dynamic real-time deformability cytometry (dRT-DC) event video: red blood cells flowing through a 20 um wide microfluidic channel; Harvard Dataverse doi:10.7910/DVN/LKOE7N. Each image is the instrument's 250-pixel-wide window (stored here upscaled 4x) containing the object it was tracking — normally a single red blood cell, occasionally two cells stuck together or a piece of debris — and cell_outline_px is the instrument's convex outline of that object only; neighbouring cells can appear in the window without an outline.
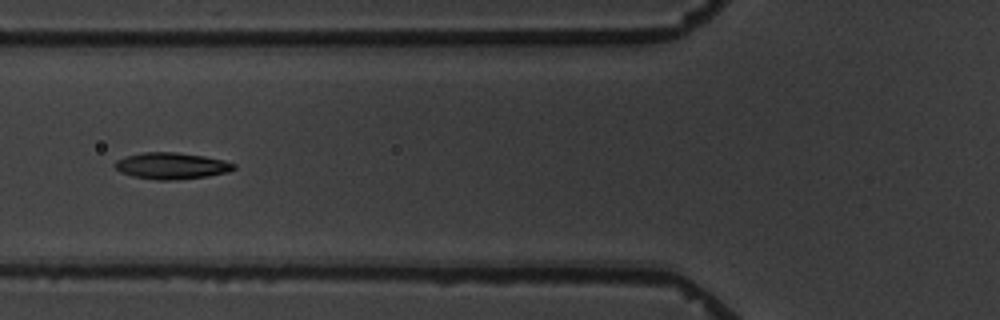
{"species": "common noctule bat (a hibernating species)", "species_latin": "Nyctalus noctula", "temperature_condition": "warm", "stored_images_in_passage": 14, "camera_frame_rate_fps": 3000, "um_per_image_px": 0.085, "animal": {"sex": "male", "body_mass_g": 19.5, "forearm_length_mm": 54.6}, "frame": {"image": 1, "passage_image": 4, "time_ms": 4.333, "image_size_px": [1000, 320], "cell_outline_px": [[236, 168], [228, 172], [208, 176], [172, 180], [156, 180], [132, 176], [120, 172], [112, 164], [116, 160], [124, 156], [144, 152], [176, 152], [204, 156], [224, 160], [236, 164]], "centroid_in_image_um": [14.56, 14.09], "position_along_channel_um": 111.2, "area_um2": 18.5}}
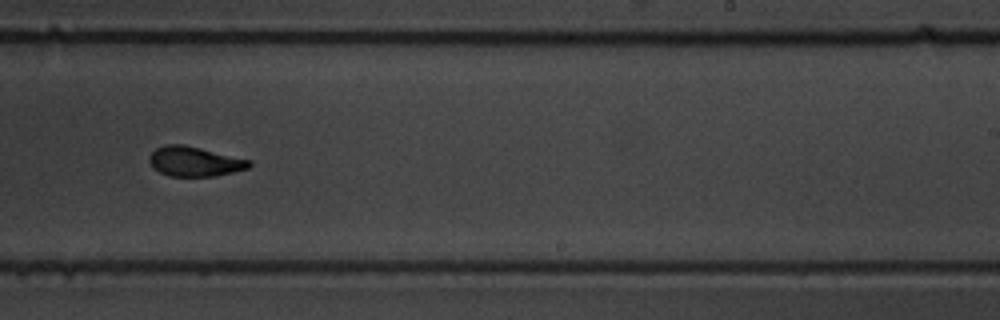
{"frame": {"image": 2, "passage_image": 8, "time_ms": 9.0, "image_size_px": [1000, 320], "cell_outline_px": [[252, 164], [248, 168], [216, 176], [168, 176], [152, 168], [148, 160], [148, 156], [156, 148], [164, 144], [180, 144], [200, 148], [252, 160]], "centroid_in_image_um": [16.51, 13.72], "position_along_channel_um": 272.5, "area_um2": 17.4}}
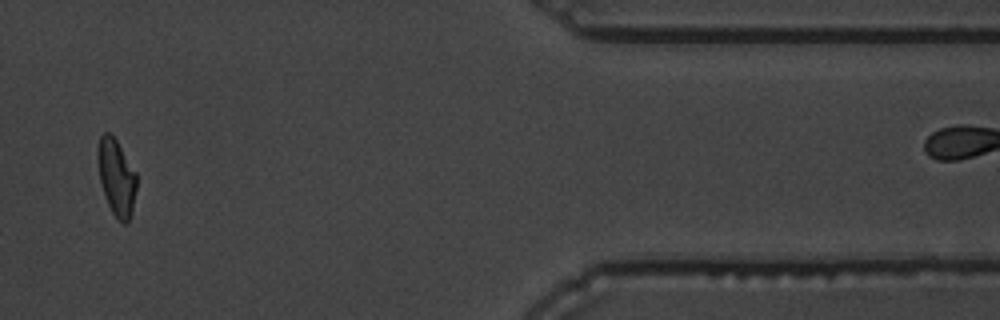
{"frame": {"image": 3, "passage_image": 12, "time_ms": 14.0, "image_size_px": [1000, 320], "cell_outline_px": [[136, 188], [132, 212], [128, 224], [124, 224], [112, 212], [108, 204], [100, 184], [96, 160], [96, 148], [100, 136], [104, 132], [108, 132], [116, 140], [136, 172]], "centroid_in_image_um": [9.86, 15.05], "position_along_channel_um": 401.5, "area_um2": 17.46}, "authors_computed_cell_mechanics": {"area_um2": 17.6868, "velocity_mm_per_s": 3.4619, "shape_relaxation_time_tau1_ms": 3.5908, "shape_relaxation_time_tau2_ms": 3.0871, "deformation_change_tau1": 0.1123, "deformation_change_tau2": 0.0723}}